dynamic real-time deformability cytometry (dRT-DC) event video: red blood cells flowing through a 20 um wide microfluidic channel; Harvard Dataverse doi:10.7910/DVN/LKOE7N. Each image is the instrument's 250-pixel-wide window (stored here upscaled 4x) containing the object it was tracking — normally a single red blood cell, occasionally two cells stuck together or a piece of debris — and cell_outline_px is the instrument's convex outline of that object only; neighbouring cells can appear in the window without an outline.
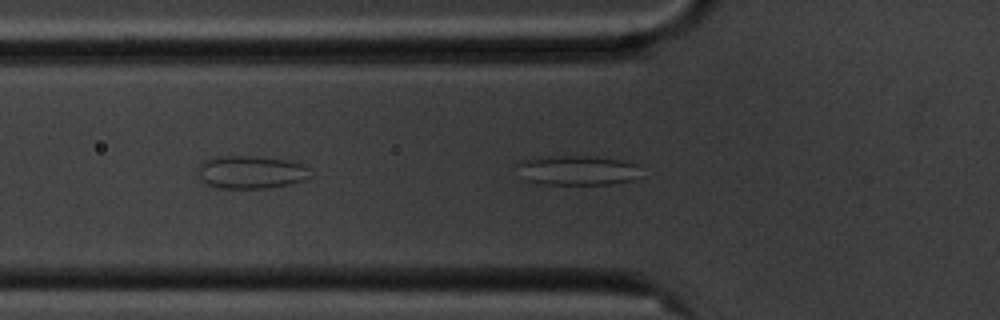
{"species": "common noctule bat (a hibernating species)", "species_latin": "Nyctalus noctula", "temperature_condition": "cold", "stored_images_in_passage": 40, "camera_frame_rate_fps": 3000, "um_per_image_px": 0.085, "animal": {"sex": "male", "body_mass_g": 20.1, "forearm_length_mm": 53.5}, "frame": {"image": 1, "passage_image": 4, "time_ms": 1.0, "image_size_px": [1000, 320], "cell_outline_px": [[636, 176], [632, 180], [608, 184], [536, 184], [528, 180], [516, 164], [520, 160], [548, 156], [596, 156], [620, 160], [636, 164]], "centroid_in_image_um": [49.02, 14.47], "position_along_channel_um": 76.8, "area_um2": 20.98}}
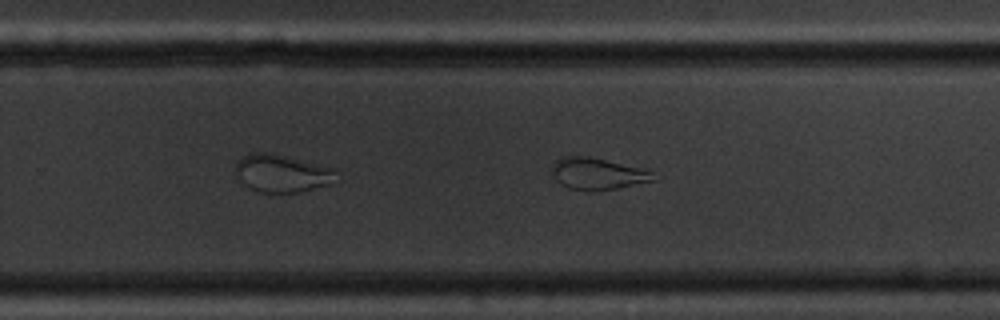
{"frame": {"image": 2, "passage_image": 21, "time_ms": 6.667, "image_size_px": [1000, 320], "cell_outline_px": [[656, 180], [616, 188], [568, 188], [560, 184], [556, 180], [552, 172], [552, 164], [556, 160], [564, 156], [588, 156], [648, 168], [652, 172]], "centroid_in_image_um": [50.83, 14.71], "position_along_channel_um": 279.0, "area_um2": 18.38}}
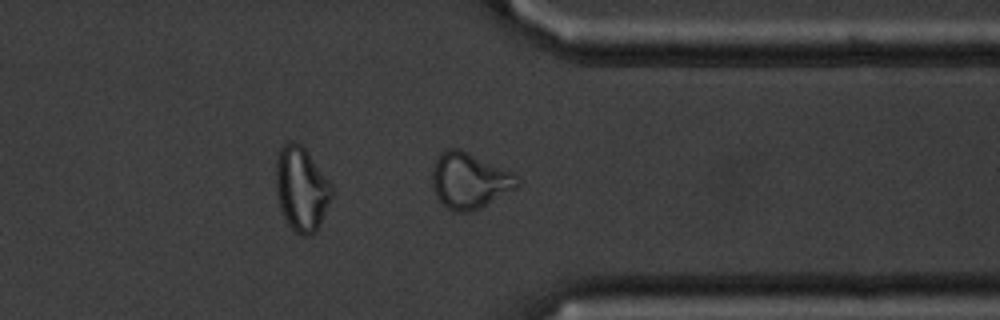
{"frame": {"image": 3, "passage_image": 29, "time_ms": 9.333, "image_size_px": [1000, 320], "cell_outline_px": [[520, 184], [516, 188], [480, 208], [472, 212], [452, 212], [436, 196], [432, 184], [432, 168], [440, 152], [448, 148], [460, 148], [512, 172], [520, 176]], "centroid_in_image_um": [39.91, 15.35], "position_along_channel_um": 371.5, "area_um2": 27.8}}